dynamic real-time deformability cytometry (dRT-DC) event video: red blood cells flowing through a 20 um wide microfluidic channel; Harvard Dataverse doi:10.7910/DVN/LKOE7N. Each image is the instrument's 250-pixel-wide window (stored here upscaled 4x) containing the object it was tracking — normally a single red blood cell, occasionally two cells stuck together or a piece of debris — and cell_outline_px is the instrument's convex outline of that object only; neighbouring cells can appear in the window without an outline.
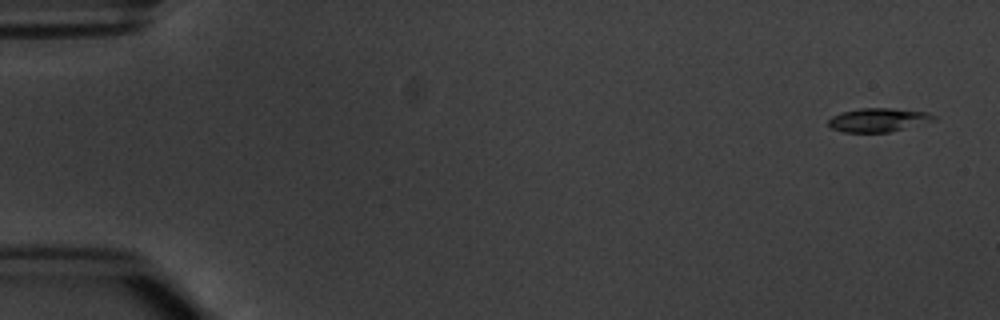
{"species": "common noctule bat (a hibernating species)", "species_latin": "Nyctalus noctula", "temperature_condition": "warm", "stored_images_in_passage": 5, "segment_of_instrument_passage": [1, 2], "camera_frame_rate_fps": 3000, "um_per_image_px": 0.085, "animal": {"sex": "male", "body_mass_g": 20.1, "forearm_length_mm": 53.5}, "frame": {"image": 1, "passage_image": 1, "time_ms": 0.0, "image_size_px": [1000, 320], "cell_outline_px": [[936, 120], [888, 132], [844, 132], [832, 128], [828, 124], [828, 120], [832, 116], [844, 112], [860, 108], [892, 108], [928, 112], [936, 116]], "centroid_in_image_um": [74.67, 10.19], "position_along_channel_um": 10.3, "area_um2": 14.39}}
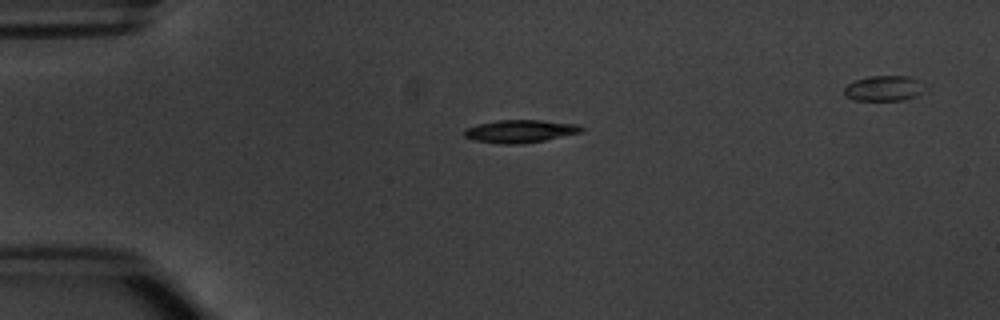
{"frame": {"image": 2, "passage_image": 4, "time_ms": 3.667, "image_size_px": [1000, 320], "cell_outline_px": [[584, 132], [524, 144], [500, 144], [472, 140], [464, 136], [464, 132], [468, 128], [480, 124], [496, 120], [540, 120], [580, 124], [584, 128]], "centroid_in_image_um": [44.27, 11.16], "position_along_channel_um": 40.7, "area_um2": 15.66}}